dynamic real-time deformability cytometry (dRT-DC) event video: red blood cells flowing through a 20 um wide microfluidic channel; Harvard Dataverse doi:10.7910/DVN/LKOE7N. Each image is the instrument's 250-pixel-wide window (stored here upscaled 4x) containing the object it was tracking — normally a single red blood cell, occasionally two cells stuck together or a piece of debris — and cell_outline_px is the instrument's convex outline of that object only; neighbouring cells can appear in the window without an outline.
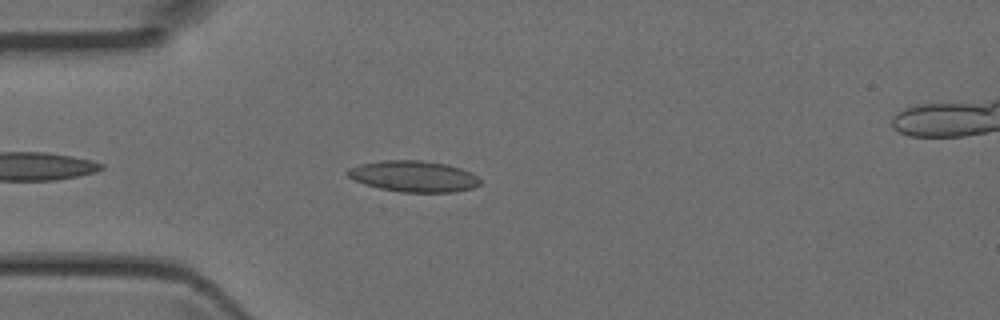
{"species": "Egyptian fruit bat (a non-hibernating species)", "species_latin": "Rousettus aegyptiacus", "temperature_condition": "room temperature", "stored_images_in_passage": 3, "camera_frame_rate_fps": 3000, "um_per_image_px": 0.085, "animal": {"sex": "female"}, "frame": {"image": 1, "passage_image": 3, "time_ms": 0.667, "image_size_px": [1000, 320], "cell_outline_px": [[480, 184], [472, 188], [456, 192], [400, 192], [380, 188], [364, 184], [348, 176], [344, 172], [348, 168], [360, 164], [380, 160], [420, 160], [444, 164], [460, 168], [472, 172], [480, 176]], "centroid_in_image_um": [35.16, 14.98], "position_along_channel_um": 49.8, "area_um2": 24.16}}